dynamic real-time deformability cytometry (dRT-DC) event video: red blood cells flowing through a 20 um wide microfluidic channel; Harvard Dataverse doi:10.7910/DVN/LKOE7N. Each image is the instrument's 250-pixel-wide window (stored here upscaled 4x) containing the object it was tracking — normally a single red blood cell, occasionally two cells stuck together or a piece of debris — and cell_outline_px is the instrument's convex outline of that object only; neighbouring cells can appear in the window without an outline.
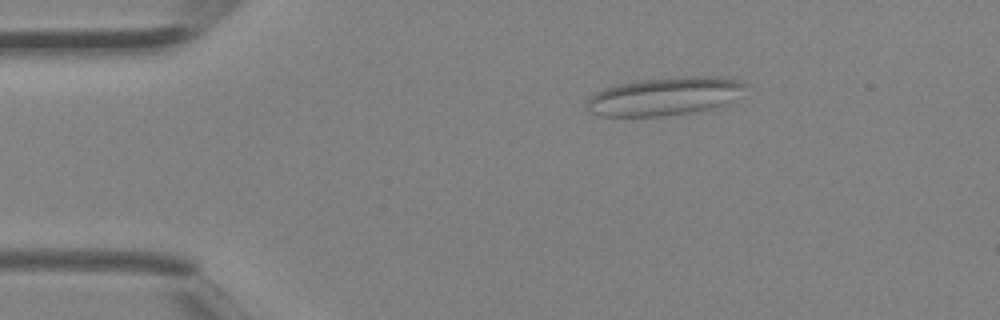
{"species": "Egyptian fruit bat (a non-hibernating species)", "species_latin": "Rousettus aegyptiacus", "temperature_condition": "room temperature", "stored_images_in_passage": 2, "camera_frame_rate_fps": 3000, "um_per_image_px": 0.085, "animal": {"sex": "female"}, "frame": {"image": 1, "passage_image": 1, "time_ms": 0.0, "image_size_px": [1000, 320], "cell_outline_px": [[748, 84], [728, 104], [712, 108], [692, 112], [660, 116], [600, 116], [588, 112], [588, 100], [596, 92], [604, 88], [620, 84], [640, 80], [676, 76], [712, 76], [740, 80]], "centroid_in_image_um": [56.51, 8.18], "position_along_channel_um": 28.5, "area_um2": 35.14}}